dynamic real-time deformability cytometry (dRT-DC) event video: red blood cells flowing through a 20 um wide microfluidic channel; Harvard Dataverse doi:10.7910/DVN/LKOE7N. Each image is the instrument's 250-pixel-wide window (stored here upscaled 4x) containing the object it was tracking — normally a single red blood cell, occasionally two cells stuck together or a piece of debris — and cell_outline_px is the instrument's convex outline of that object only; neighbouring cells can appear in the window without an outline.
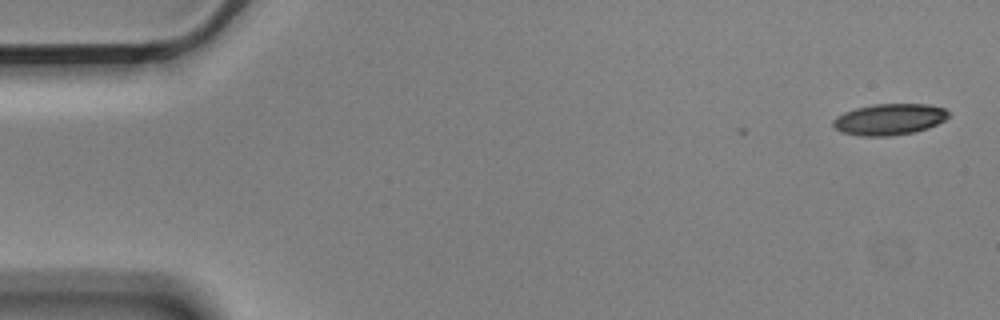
{"species": "Egyptian fruit bat (a non-hibernating species)", "species_latin": "Rousettus aegyptiacus", "temperature_condition": "cold", "stored_images_in_passage": 2, "camera_frame_rate_fps": 3000, "um_per_image_px": 0.085, "animal": {"sex": "male"}, "frame": {"image": 1, "passage_image": 2, "time_ms": 0.333, "image_size_px": [1000, 320], "cell_outline_px": [[948, 116], [944, 120], [928, 128], [916, 132], [888, 136], [860, 136], [840, 132], [832, 124], [832, 120], [836, 116], [844, 112], [856, 108], [872, 104], [928, 104], [944, 108], [948, 112]], "centroid_in_image_um": [75.56, 10.14], "position_along_channel_um": 9.4, "area_um2": 21.1}}